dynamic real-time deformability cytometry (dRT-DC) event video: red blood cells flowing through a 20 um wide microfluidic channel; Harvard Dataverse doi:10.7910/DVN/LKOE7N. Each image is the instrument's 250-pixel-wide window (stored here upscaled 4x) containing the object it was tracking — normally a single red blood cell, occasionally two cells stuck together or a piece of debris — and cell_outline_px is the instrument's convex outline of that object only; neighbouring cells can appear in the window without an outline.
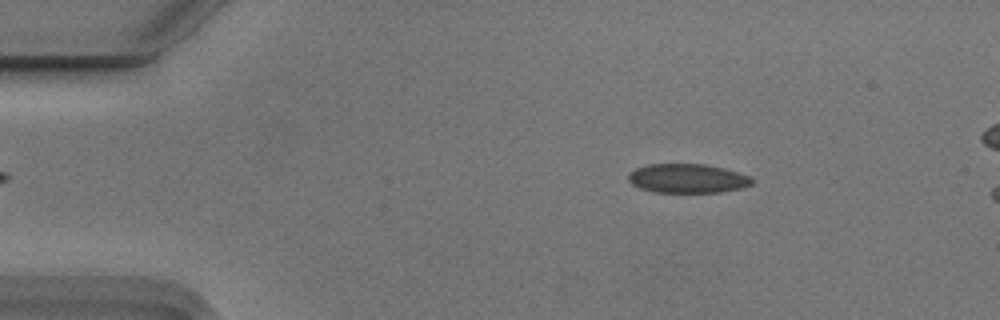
{"species": "Egyptian fruit bat (a non-hibernating species)", "species_latin": "Rousettus aegyptiacus", "temperature_condition": "cold", "stored_images_in_passage": 54, "camera_frame_rate_fps": 3000, "um_per_image_px": 0.085, "animal": {"sex": "male"}, "frame": {"image": 1, "passage_image": 8, "time_ms": 2.333, "image_size_px": [1000, 320], "cell_outline_px": [[752, 184], [740, 188], [720, 192], [656, 192], [640, 188], [632, 184], [628, 180], [628, 176], [636, 168], [648, 164], [704, 164], [724, 168], [748, 176], [752, 180]], "centroid_in_image_um": [58.41, 15.16], "position_along_channel_um": 26.6, "area_um2": 20.69}}
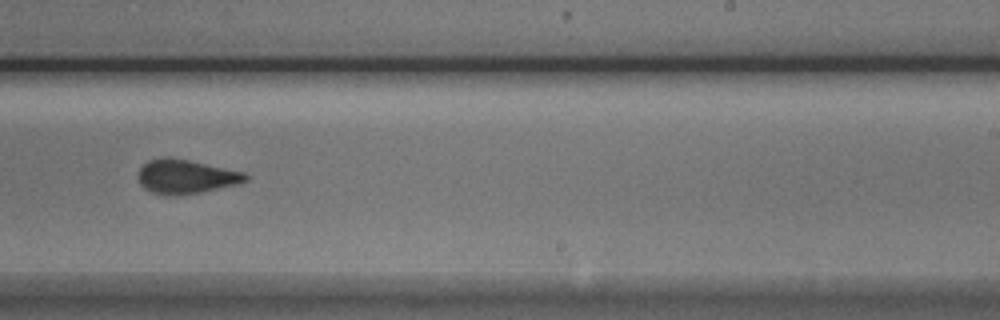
{"frame": {"image": 2, "passage_image": 33, "time_ms": 10.667, "image_size_px": [1000, 320], "cell_outline_px": [[248, 180], [236, 184], [200, 192], [168, 196], [152, 192], [144, 188], [140, 184], [136, 176], [140, 168], [148, 160], [164, 156], [168, 156], [188, 160], [244, 172], [248, 176]], "centroid_in_image_um": [15.74, 15.0], "position_along_channel_um": 273.3, "area_um2": 21.27}}
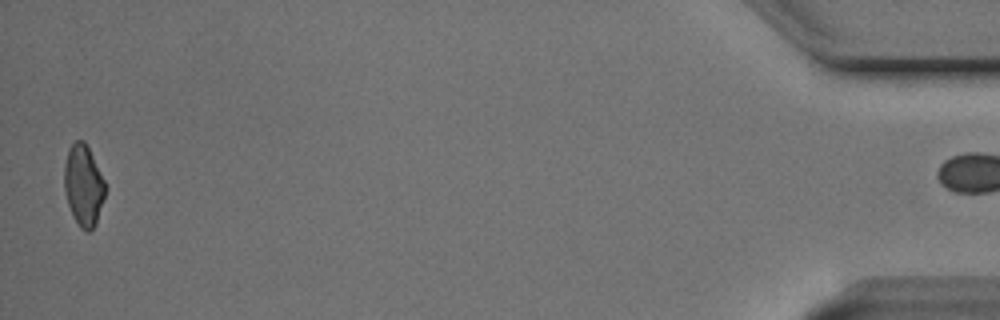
{"frame": {"image": 3, "passage_image": 53, "time_ms": 17.333, "image_size_px": [1000, 320], "cell_outline_px": [[104, 196], [96, 224], [88, 232], [80, 228], [68, 204], [64, 188], [64, 164], [68, 148], [76, 140], [84, 140], [104, 180]], "centroid_in_image_um": [7.07, 15.74], "position_along_channel_um": 428.1, "area_um2": 18.96}, "authors_computed_cell_mechanics": {"area_um2": 21.2993, "velocity_mm_per_s": 3.742, "shape_relaxation_time_tau1_ms": 8.3032, "shape_relaxation_time_tau2_ms": 1.0778, "deformation_change_tau1": 0.1407, "deformation_change_tau2": 0.0623}}